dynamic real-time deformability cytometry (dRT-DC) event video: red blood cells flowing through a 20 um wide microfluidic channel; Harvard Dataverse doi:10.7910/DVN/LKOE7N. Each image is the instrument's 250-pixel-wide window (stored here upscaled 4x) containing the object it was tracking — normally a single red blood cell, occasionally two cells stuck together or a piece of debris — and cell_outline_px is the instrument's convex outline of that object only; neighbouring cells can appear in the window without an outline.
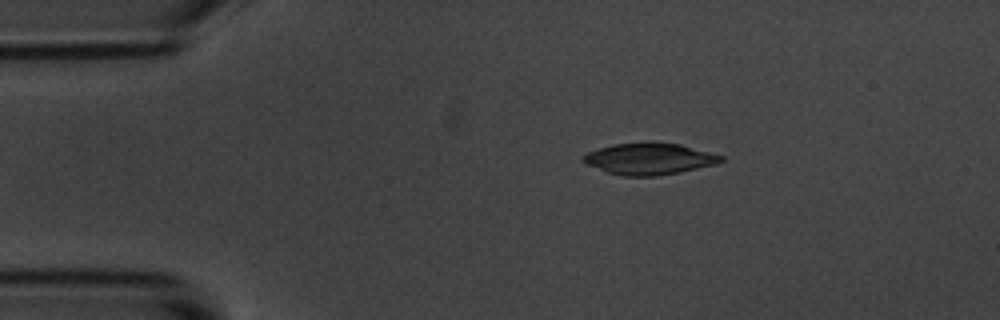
{"species": "common noctule bat (a hibernating species)", "species_latin": "Nyctalus noctula", "temperature_condition": "room temperature", "stored_images_in_passage": 5, "camera_frame_rate_fps": 3000, "um_per_image_px": 0.085, "animal": {"sex": "male", "body_mass_g": 20.1, "forearm_length_mm": 53.5}, "frame": {"image": 1, "passage_image": 3, "time_ms": 0.667, "image_size_px": [1000, 320], "cell_outline_px": [[724, 160], [712, 164], [680, 172], [656, 176], [624, 176], [608, 172], [584, 164], [580, 160], [580, 156], [588, 152], [600, 148], [616, 144], [652, 140], [680, 144], [724, 156]], "centroid_in_image_um": [55.13, 13.48], "position_along_channel_um": 29.9, "area_um2": 25.55}}
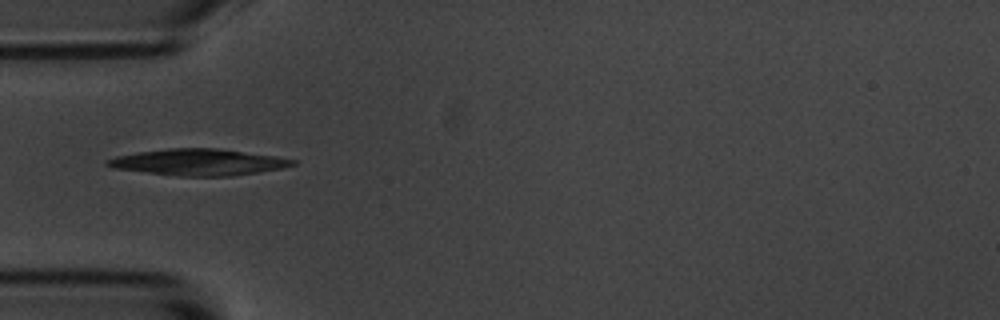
{"frame": {"image": 2, "passage_image": 5, "time_ms": 1.333, "image_size_px": [1000, 320], "cell_outline_px": [[296, 164], [284, 168], [232, 176], [176, 176], [112, 168], [104, 164], [104, 160], [116, 156], [136, 152], [168, 148], [220, 148], [276, 156], [296, 160]], "centroid_in_image_um": [16.85, 13.78], "position_along_channel_um": 68.2, "area_um2": 28.78}}